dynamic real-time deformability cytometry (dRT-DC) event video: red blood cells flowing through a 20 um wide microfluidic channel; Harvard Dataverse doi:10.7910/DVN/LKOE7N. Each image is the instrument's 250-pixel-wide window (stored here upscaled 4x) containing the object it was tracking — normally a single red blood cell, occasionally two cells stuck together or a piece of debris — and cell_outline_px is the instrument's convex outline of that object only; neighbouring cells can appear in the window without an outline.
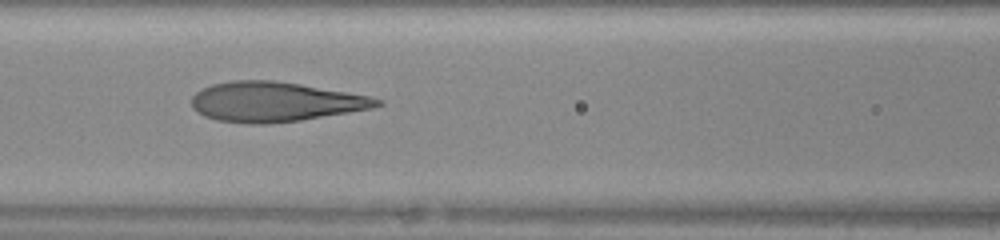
{"species": "human", "species_latin": "Homo sapiens", "temperature_condition": "warm", "stored_images_in_passage": 33, "camera_frame_rate_fps": 3000, "um_per_image_px": 0.085, "donor": {"sex": "female"}, "frame": {"image": 1, "passage_image": 10, "time_ms": 3.0, "image_size_px": [1000, 240], "cell_outline_px": [[384, 104], [372, 108], [300, 120], [268, 124], [248, 124], [216, 120], [204, 116], [196, 112], [192, 108], [192, 96], [196, 92], [212, 84], [232, 80], [272, 80], [300, 84], [368, 96], [384, 100]], "centroid_in_image_um": [23.33, 8.66], "position_along_channel_um": 143.3, "area_um2": 42.83}}
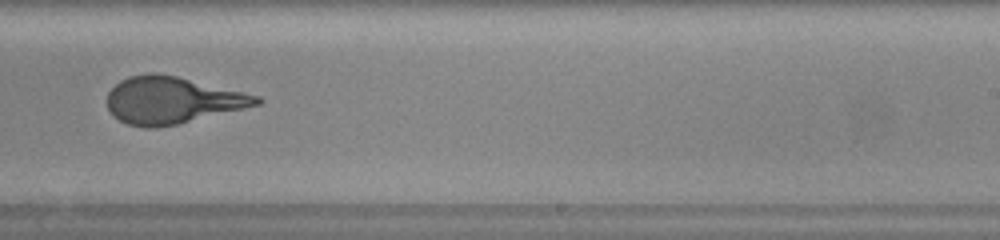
{"frame": {"image": 2, "passage_image": 19, "time_ms": 6.0, "image_size_px": [1000, 240], "cell_outline_px": [[264, 100], [260, 104], [176, 124], [156, 128], [144, 128], [128, 124], [120, 120], [108, 108], [108, 92], [120, 80], [128, 76], [148, 72], [156, 72], [176, 76], [260, 96]], "centroid_in_image_um": [14.61, 8.5], "position_along_channel_um": 274.4, "area_um2": 40.4}}